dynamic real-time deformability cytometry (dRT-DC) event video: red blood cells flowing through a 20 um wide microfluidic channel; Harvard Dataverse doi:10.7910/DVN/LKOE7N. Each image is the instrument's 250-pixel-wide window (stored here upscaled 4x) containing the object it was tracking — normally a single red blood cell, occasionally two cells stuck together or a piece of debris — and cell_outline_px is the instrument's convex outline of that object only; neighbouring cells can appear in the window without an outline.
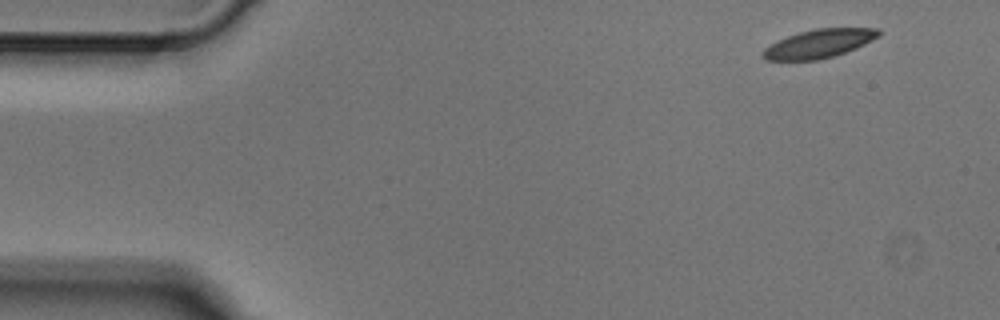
{"species": "Egyptian fruit bat (a non-hibernating species)", "species_latin": "Rousettus aegyptiacus", "temperature_condition": "cold", "stored_images_in_passage": 3, "camera_frame_rate_fps": 3000, "um_per_image_px": 0.085, "animal": {"sex": "male"}, "frame": {"image": 1, "passage_image": 1, "time_ms": 0.0, "image_size_px": [1000, 320], "cell_outline_px": [[880, 36], [856, 48], [832, 56], [816, 60], [764, 60], [764, 48], [788, 36], [800, 32], [816, 28], [880, 28]], "centroid_in_image_um": [69.66, 3.7], "position_along_channel_um": 15.3, "area_um2": 18.9}}
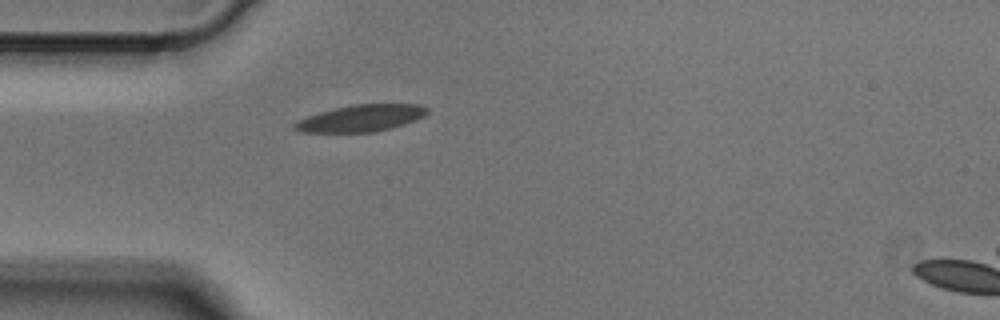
{"frame": {"image": 2, "passage_image": 3, "time_ms": 0.667, "image_size_px": [1000, 320], "cell_outline_px": [[428, 112], [424, 116], [416, 120], [392, 128], [376, 132], [300, 132], [292, 128], [292, 124], [296, 120], [320, 112], [352, 104], [420, 104], [428, 108]], "centroid_in_image_um": [30.68, 10.05], "position_along_channel_um": 54.3, "area_um2": 20.81}}